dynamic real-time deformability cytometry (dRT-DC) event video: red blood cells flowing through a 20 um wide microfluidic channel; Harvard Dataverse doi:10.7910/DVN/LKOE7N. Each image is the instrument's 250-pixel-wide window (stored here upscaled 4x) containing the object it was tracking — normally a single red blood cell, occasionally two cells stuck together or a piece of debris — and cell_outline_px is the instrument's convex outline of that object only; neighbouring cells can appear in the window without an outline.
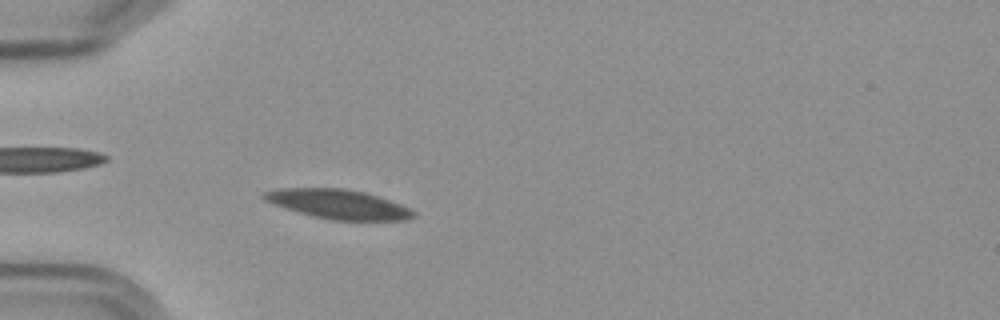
{"species": "Egyptian fruit bat (a non-hibernating species)", "species_latin": "Rousettus aegyptiacus", "temperature_condition": "cold", "stored_images_in_passage": 53, "camera_frame_rate_fps": 3000, "um_per_image_px": 0.085, "frame": {"image": 1, "passage_image": 13, "time_ms": 4.0, "image_size_px": [1000, 320], "cell_outline_px": [[416, 216], [408, 220], [328, 220], [312, 216], [264, 200], [260, 196], [264, 192], [280, 188], [344, 188], [364, 192], [380, 196], [400, 204], [416, 212]], "centroid_in_image_um": [28.79, 17.35], "position_along_channel_um": 56.2, "area_um2": 25.49}}
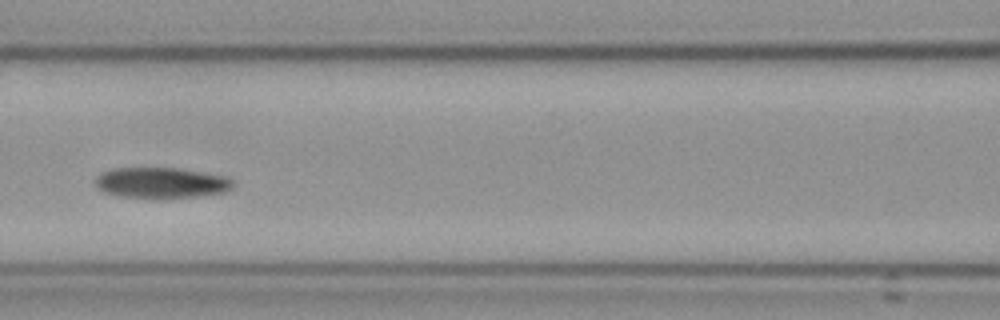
{"frame": {"image": 2, "passage_image": 22, "time_ms": 7.0, "image_size_px": [1000, 320], "cell_outline_px": [[236, 184], [232, 188], [224, 192], [200, 196], [164, 200], [148, 200], [120, 196], [104, 192], [96, 184], [96, 176], [100, 172], [112, 168], [176, 168], [228, 176]], "centroid_in_image_um": [13.72, 15.57], "position_along_channel_um": 152.9, "area_um2": 25.49}}
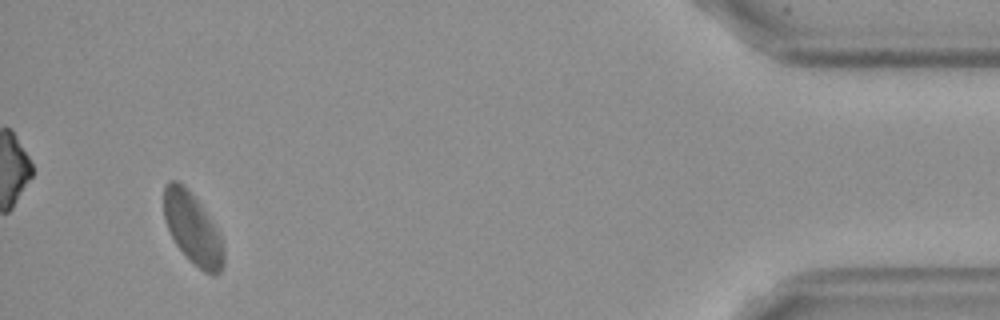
{"frame": {"image": 3, "passage_image": 50, "time_ms": 16.333, "image_size_px": [1000, 320], "cell_outline_px": [[224, 264], [220, 272], [216, 276], [212, 276], [204, 272], [176, 244], [168, 228], [164, 216], [164, 188], [168, 180], [176, 180], [184, 184], [188, 188], [212, 220], [224, 244]], "centroid_in_image_um": [16.4, 19.41], "position_along_channel_um": 418.8, "area_um2": 24.62}, "authors_computed_cell_mechanics": {"area_um2": 24.7384, "velocity_mm_per_s": 3.5547, "shape_relaxation_time_tau1_ms": 5.5086, "shape_relaxation_time_tau2_ms": 5.4921, "deformation_change_tau1": 0.125, "deformation_change_tau2": 0.0845}}